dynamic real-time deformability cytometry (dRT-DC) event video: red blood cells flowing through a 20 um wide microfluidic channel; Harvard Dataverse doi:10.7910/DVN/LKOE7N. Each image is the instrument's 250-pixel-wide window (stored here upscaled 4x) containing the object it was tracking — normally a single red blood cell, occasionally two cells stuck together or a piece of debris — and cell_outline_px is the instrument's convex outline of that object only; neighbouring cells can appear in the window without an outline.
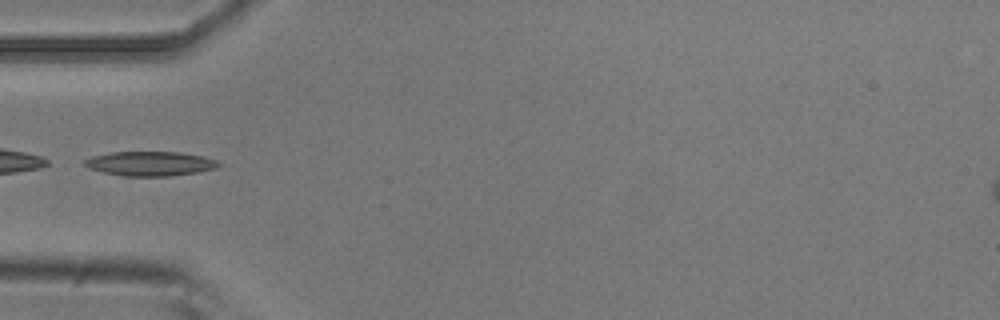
{"species": "common noctule bat (a hibernating species)", "species_latin": "Nyctalus noctula", "temperature_condition": "room temperature", "stored_images_in_passage": 3, "camera_frame_rate_fps": 3000, "um_per_image_px": 0.085, "animal": {"sex": "male", "body_mass_g": 20.5, "forearm_length_mm": 52.5}, "frame": {"image": 1, "passage_image": 3, "time_ms": 0.667, "image_size_px": [1000, 320], "cell_outline_px": [[220, 164], [216, 168], [200, 172], [168, 176], [120, 176], [88, 168], [84, 164], [84, 160], [92, 156], [112, 152], [180, 152], [204, 156], [216, 160]], "centroid_in_image_um": [12.77, 13.91], "position_along_channel_um": 72.2, "area_um2": 19.13}}